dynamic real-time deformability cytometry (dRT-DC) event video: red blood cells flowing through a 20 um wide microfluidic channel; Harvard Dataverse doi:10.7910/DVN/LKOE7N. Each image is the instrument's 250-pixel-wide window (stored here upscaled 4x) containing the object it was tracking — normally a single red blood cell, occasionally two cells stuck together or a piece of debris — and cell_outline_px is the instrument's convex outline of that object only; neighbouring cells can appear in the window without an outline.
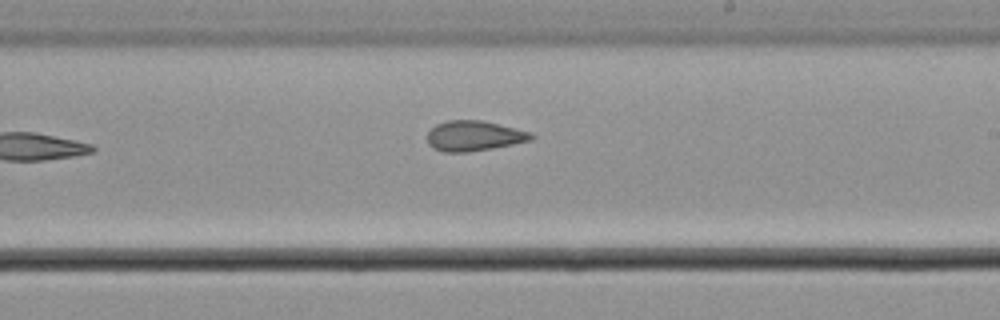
{"species": "common noctule bat (a hibernating species)", "species_latin": "Nyctalus noctula", "temperature_condition": "cold", "stored_images_in_passage": 9, "camera_frame_rate_fps": 3000, "um_per_image_px": 0.085, "animal": {"sex": "male", "body_mass_g": 21.5, "forearm_length_mm": 52.0}, "frame": {"image": 1, "passage_image": 9, "time_ms": 2.667, "image_size_px": [1000, 320], "cell_outline_px": [[536, 136], [532, 140], [492, 148], [468, 152], [444, 152], [432, 148], [428, 144], [428, 132], [436, 124], [448, 120], [480, 120], [532, 132]], "centroid_in_image_um": [40.29, 11.55], "position_along_channel_um": 248.7, "area_um2": 18.26}}